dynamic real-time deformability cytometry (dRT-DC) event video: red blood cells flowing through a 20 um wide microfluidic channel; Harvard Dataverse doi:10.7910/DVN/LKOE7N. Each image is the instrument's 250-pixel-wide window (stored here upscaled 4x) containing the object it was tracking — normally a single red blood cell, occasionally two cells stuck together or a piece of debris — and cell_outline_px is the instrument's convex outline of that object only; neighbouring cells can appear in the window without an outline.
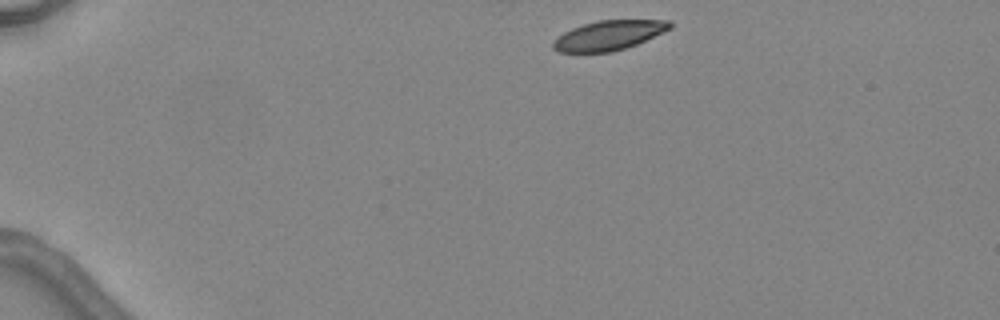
{"species": "common noctule bat (a hibernating species)", "species_latin": "Nyctalus noctula", "temperature_condition": "warm", "stored_images_in_passage": 4, "camera_frame_rate_fps": 3000, "um_per_image_px": 0.085, "animal": {"sex": "female", "body_mass_g": 24.6, "forearm_length_mm": 56.2}, "frame": {"image": 1, "passage_image": 1, "time_ms": 0.0, "image_size_px": [1000, 320], "cell_outline_px": [[672, 28], [664, 32], [636, 44], [612, 52], [560, 52], [552, 48], [552, 44], [556, 36], [572, 28], [584, 24], [600, 20], [672, 20]], "centroid_in_image_um": [51.75, 3.0], "position_along_channel_um": 33.3, "area_um2": 20.11}}